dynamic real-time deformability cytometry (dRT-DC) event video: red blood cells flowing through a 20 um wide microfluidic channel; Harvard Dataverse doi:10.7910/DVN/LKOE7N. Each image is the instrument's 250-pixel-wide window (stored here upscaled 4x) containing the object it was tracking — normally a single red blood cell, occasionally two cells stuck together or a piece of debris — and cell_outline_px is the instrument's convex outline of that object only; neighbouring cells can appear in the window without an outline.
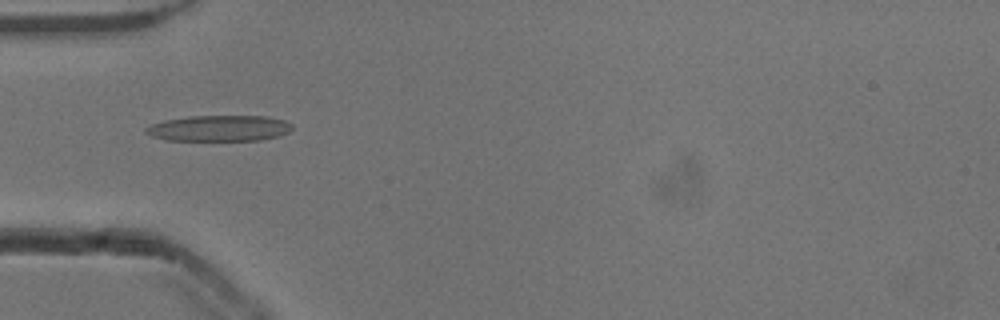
{"species": "common noctule bat (a hibernating species)", "species_latin": "Nyctalus noctula", "temperature_condition": "cold", "stored_images_in_passage": 38, "camera_frame_rate_fps": 3000, "um_per_image_px": 0.085, "animal": {"sex": "male", "body_mass_g": 13.3}, "frame": {"image": 1, "passage_image": 2, "time_ms": 0.333, "image_size_px": [1000, 320], "cell_outline_px": [[292, 128], [288, 132], [276, 136], [260, 140], [168, 140], [152, 136], [144, 132], [144, 128], [152, 124], [164, 120], [188, 116], [268, 116], [284, 120], [292, 124]], "centroid_in_image_um": [18.61, 10.89], "position_along_channel_um": 66.4, "area_um2": 22.02}}
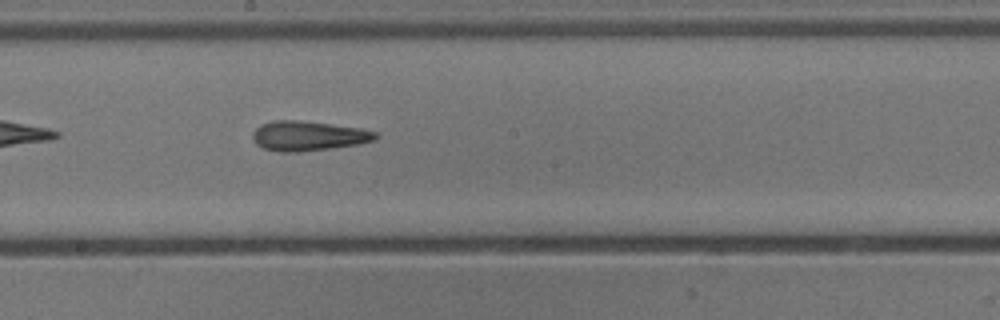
{"frame": {"image": 2, "passage_image": 14, "time_ms": 4.333, "image_size_px": [1000, 320], "cell_outline_px": [[380, 136], [376, 140], [360, 144], [296, 152], [280, 152], [264, 148], [256, 144], [252, 140], [252, 132], [260, 124], [272, 120], [300, 120], [360, 128], [376, 132]], "centroid_in_image_um": [26.18, 11.54], "position_along_channel_um": 222.0, "area_um2": 21.39}}
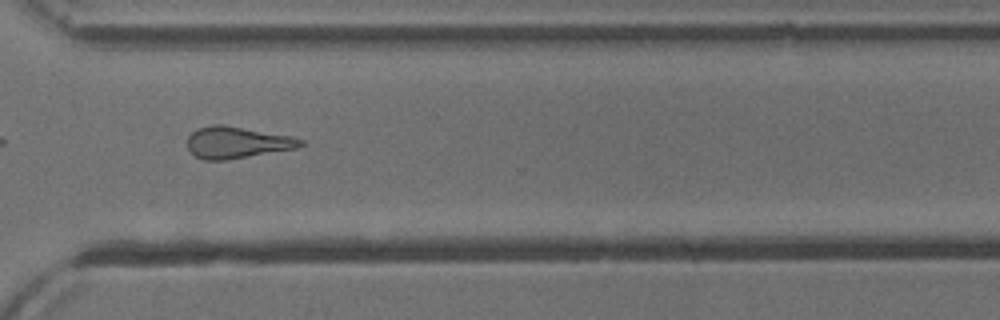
{"frame": {"image": 3, "passage_image": 24, "time_ms": 7.667, "image_size_px": [1000, 320], "cell_outline_px": [[304, 144], [300, 148], [228, 160], [204, 160], [196, 156], [188, 148], [188, 136], [192, 132], [200, 128], [212, 124], [224, 124], [292, 136], [304, 140]], "centroid_in_image_um": [20.2, 12.11], "position_along_channel_um": 350.4, "area_um2": 21.1}, "authors_computed_cell_mechanics": {"area_um2": 20.808, "velocity_mm_per_s": 3.8683, "shape_relaxation_time_tau1_ms": 9.2597, "shape_relaxation_time_tau2_ms": 3.3371, "deformation_change_tau1": 0.2271, "deformation_change_tau2": 0.1574}}